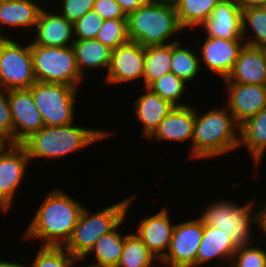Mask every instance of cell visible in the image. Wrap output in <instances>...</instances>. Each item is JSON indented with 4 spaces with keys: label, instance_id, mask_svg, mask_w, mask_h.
I'll list each match as a JSON object with an SVG mask.
<instances>
[{
    "label": "cell",
    "instance_id": "cell-1",
    "mask_svg": "<svg viewBox=\"0 0 266 267\" xmlns=\"http://www.w3.org/2000/svg\"><path fill=\"white\" fill-rule=\"evenodd\" d=\"M84 205L55 189L47 193L25 229L23 240H38L41 246L64 247L70 240Z\"/></svg>",
    "mask_w": 266,
    "mask_h": 267
},
{
    "label": "cell",
    "instance_id": "cell-2",
    "mask_svg": "<svg viewBox=\"0 0 266 267\" xmlns=\"http://www.w3.org/2000/svg\"><path fill=\"white\" fill-rule=\"evenodd\" d=\"M74 124L76 123L65 126H44L21 145L26 149L30 160L39 158L58 160L73 152L79 154L87 146L115 134L103 128L95 129L86 126L84 128Z\"/></svg>",
    "mask_w": 266,
    "mask_h": 267
},
{
    "label": "cell",
    "instance_id": "cell-3",
    "mask_svg": "<svg viewBox=\"0 0 266 267\" xmlns=\"http://www.w3.org/2000/svg\"><path fill=\"white\" fill-rule=\"evenodd\" d=\"M219 108L201 115L195 109L192 159H212L238 150L240 125L225 105Z\"/></svg>",
    "mask_w": 266,
    "mask_h": 267
},
{
    "label": "cell",
    "instance_id": "cell-4",
    "mask_svg": "<svg viewBox=\"0 0 266 267\" xmlns=\"http://www.w3.org/2000/svg\"><path fill=\"white\" fill-rule=\"evenodd\" d=\"M126 18L129 41L144 47L175 43L180 41L176 35L187 33L179 23L173 2L146 1Z\"/></svg>",
    "mask_w": 266,
    "mask_h": 267
},
{
    "label": "cell",
    "instance_id": "cell-5",
    "mask_svg": "<svg viewBox=\"0 0 266 267\" xmlns=\"http://www.w3.org/2000/svg\"><path fill=\"white\" fill-rule=\"evenodd\" d=\"M255 200L253 197L249 202L247 200L246 204L239 205L237 201L218 199L206 205L199 217L205 225L218 228L229 235L237 247L250 244L256 240L254 226L258 225L260 228L261 217L266 207V202L256 205ZM257 206L259 210L255 209Z\"/></svg>",
    "mask_w": 266,
    "mask_h": 267
},
{
    "label": "cell",
    "instance_id": "cell-6",
    "mask_svg": "<svg viewBox=\"0 0 266 267\" xmlns=\"http://www.w3.org/2000/svg\"><path fill=\"white\" fill-rule=\"evenodd\" d=\"M135 195L111 204L97 212L84 206L74 227L72 236L64 248L81 260L94 246L101 235L113 231L128 216Z\"/></svg>",
    "mask_w": 266,
    "mask_h": 267
},
{
    "label": "cell",
    "instance_id": "cell-7",
    "mask_svg": "<svg viewBox=\"0 0 266 267\" xmlns=\"http://www.w3.org/2000/svg\"><path fill=\"white\" fill-rule=\"evenodd\" d=\"M29 41L36 81L80 88L84 77L77 67L72 46H40Z\"/></svg>",
    "mask_w": 266,
    "mask_h": 267
},
{
    "label": "cell",
    "instance_id": "cell-8",
    "mask_svg": "<svg viewBox=\"0 0 266 267\" xmlns=\"http://www.w3.org/2000/svg\"><path fill=\"white\" fill-rule=\"evenodd\" d=\"M29 90L44 126H65L73 123L78 89L64 84L36 81Z\"/></svg>",
    "mask_w": 266,
    "mask_h": 267
},
{
    "label": "cell",
    "instance_id": "cell-9",
    "mask_svg": "<svg viewBox=\"0 0 266 267\" xmlns=\"http://www.w3.org/2000/svg\"><path fill=\"white\" fill-rule=\"evenodd\" d=\"M14 39V40H13ZM0 38V88L29 89L35 82L30 42Z\"/></svg>",
    "mask_w": 266,
    "mask_h": 267
},
{
    "label": "cell",
    "instance_id": "cell-10",
    "mask_svg": "<svg viewBox=\"0 0 266 267\" xmlns=\"http://www.w3.org/2000/svg\"><path fill=\"white\" fill-rule=\"evenodd\" d=\"M203 237V220L194 219L175 223L169 249L159 261L160 267H196L197 251Z\"/></svg>",
    "mask_w": 266,
    "mask_h": 267
},
{
    "label": "cell",
    "instance_id": "cell-11",
    "mask_svg": "<svg viewBox=\"0 0 266 267\" xmlns=\"http://www.w3.org/2000/svg\"><path fill=\"white\" fill-rule=\"evenodd\" d=\"M30 159L21 144H8L0 151V211L13 210L16 193L21 188Z\"/></svg>",
    "mask_w": 266,
    "mask_h": 267
},
{
    "label": "cell",
    "instance_id": "cell-12",
    "mask_svg": "<svg viewBox=\"0 0 266 267\" xmlns=\"http://www.w3.org/2000/svg\"><path fill=\"white\" fill-rule=\"evenodd\" d=\"M144 70L145 47L137 42L128 41L112 50L109 68L102 81L109 86L132 81H139L137 83L143 85Z\"/></svg>",
    "mask_w": 266,
    "mask_h": 267
},
{
    "label": "cell",
    "instance_id": "cell-13",
    "mask_svg": "<svg viewBox=\"0 0 266 267\" xmlns=\"http://www.w3.org/2000/svg\"><path fill=\"white\" fill-rule=\"evenodd\" d=\"M203 40L202 45L198 48L201 68L205 67L207 71L210 70L211 74L220 76L221 80L227 78L240 50L245 45V40H229L210 36L204 37Z\"/></svg>",
    "mask_w": 266,
    "mask_h": 267
},
{
    "label": "cell",
    "instance_id": "cell-14",
    "mask_svg": "<svg viewBox=\"0 0 266 267\" xmlns=\"http://www.w3.org/2000/svg\"><path fill=\"white\" fill-rule=\"evenodd\" d=\"M9 106L13 121V144H22L44 127L29 89L9 90Z\"/></svg>",
    "mask_w": 266,
    "mask_h": 267
},
{
    "label": "cell",
    "instance_id": "cell-15",
    "mask_svg": "<svg viewBox=\"0 0 266 267\" xmlns=\"http://www.w3.org/2000/svg\"><path fill=\"white\" fill-rule=\"evenodd\" d=\"M223 83L228 94L225 106L239 125L266 107V85Z\"/></svg>",
    "mask_w": 266,
    "mask_h": 267
},
{
    "label": "cell",
    "instance_id": "cell-16",
    "mask_svg": "<svg viewBox=\"0 0 266 267\" xmlns=\"http://www.w3.org/2000/svg\"><path fill=\"white\" fill-rule=\"evenodd\" d=\"M169 209L164 207L153 215L139 220L135 232L148 250L160 261L167 253L175 223L170 218Z\"/></svg>",
    "mask_w": 266,
    "mask_h": 267
},
{
    "label": "cell",
    "instance_id": "cell-17",
    "mask_svg": "<svg viewBox=\"0 0 266 267\" xmlns=\"http://www.w3.org/2000/svg\"><path fill=\"white\" fill-rule=\"evenodd\" d=\"M202 29V30H201ZM198 30L205 36L229 40H244L242 9L237 0H221L210 17Z\"/></svg>",
    "mask_w": 266,
    "mask_h": 267
},
{
    "label": "cell",
    "instance_id": "cell-18",
    "mask_svg": "<svg viewBox=\"0 0 266 267\" xmlns=\"http://www.w3.org/2000/svg\"><path fill=\"white\" fill-rule=\"evenodd\" d=\"M195 108L189 104L186 106H174V108L160 122L155 131L147 138L152 142L163 141L185 142L190 141L189 159L192 158V137L194 131Z\"/></svg>",
    "mask_w": 266,
    "mask_h": 267
},
{
    "label": "cell",
    "instance_id": "cell-19",
    "mask_svg": "<svg viewBox=\"0 0 266 267\" xmlns=\"http://www.w3.org/2000/svg\"><path fill=\"white\" fill-rule=\"evenodd\" d=\"M51 10L49 11L45 6L41 9L33 30L36 34H32L34 39L31 37V41L40 46H72L75 41L74 24L59 14L57 10Z\"/></svg>",
    "mask_w": 266,
    "mask_h": 267
},
{
    "label": "cell",
    "instance_id": "cell-20",
    "mask_svg": "<svg viewBox=\"0 0 266 267\" xmlns=\"http://www.w3.org/2000/svg\"><path fill=\"white\" fill-rule=\"evenodd\" d=\"M236 250L237 246L229 235L218 228L205 225L203 222V237L197 251L196 267L204 265L206 267H227L232 262ZM211 261H214L213 264Z\"/></svg>",
    "mask_w": 266,
    "mask_h": 267
},
{
    "label": "cell",
    "instance_id": "cell-21",
    "mask_svg": "<svg viewBox=\"0 0 266 267\" xmlns=\"http://www.w3.org/2000/svg\"><path fill=\"white\" fill-rule=\"evenodd\" d=\"M223 81L266 85V49L245 44L231 73Z\"/></svg>",
    "mask_w": 266,
    "mask_h": 267
},
{
    "label": "cell",
    "instance_id": "cell-22",
    "mask_svg": "<svg viewBox=\"0 0 266 267\" xmlns=\"http://www.w3.org/2000/svg\"><path fill=\"white\" fill-rule=\"evenodd\" d=\"M45 1L40 4L38 0H9L0 2V38H8L5 28L34 30L41 9ZM7 26V27H5ZM27 28V29H26Z\"/></svg>",
    "mask_w": 266,
    "mask_h": 267
},
{
    "label": "cell",
    "instance_id": "cell-23",
    "mask_svg": "<svg viewBox=\"0 0 266 267\" xmlns=\"http://www.w3.org/2000/svg\"><path fill=\"white\" fill-rule=\"evenodd\" d=\"M143 91L145 93L135 99L132 107L134 117L142 124L143 130L139 137L147 139L174 106L147 87H144Z\"/></svg>",
    "mask_w": 266,
    "mask_h": 267
},
{
    "label": "cell",
    "instance_id": "cell-24",
    "mask_svg": "<svg viewBox=\"0 0 266 267\" xmlns=\"http://www.w3.org/2000/svg\"><path fill=\"white\" fill-rule=\"evenodd\" d=\"M239 148L250 154L253 165H258L266 155V107L240 125Z\"/></svg>",
    "mask_w": 266,
    "mask_h": 267
},
{
    "label": "cell",
    "instance_id": "cell-25",
    "mask_svg": "<svg viewBox=\"0 0 266 267\" xmlns=\"http://www.w3.org/2000/svg\"><path fill=\"white\" fill-rule=\"evenodd\" d=\"M127 217L111 232L101 235V237L95 242L92 249L80 260H86V257L91 255L94 263L86 264L83 267H116L119 259L122 255L125 236L120 228L124 224ZM120 229V230H119ZM120 231V232H119ZM94 255H93V254ZM90 254V255H89Z\"/></svg>",
    "mask_w": 266,
    "mask_h": 267
},
{
    "label": "cell",
    "instance_id": "cell-26",
    "mask_svg": "<svg viewBox=\"0 0 266 267\" xmlns=\"http://www.w3.org/2000/svg\"><path fill=\"white\" fill-rule=\"evenodd\" d=\"M77 67L81 75L86 78L87 70H108L112 49L97 39L78 40L72 44ZM87 68V69H86ZM104 68V69H103ZM86 76V77H85Z\"/></svg>",
    "mask_w": 266,
    "mask_h": 267
},
{
    "label": "cell",
    "instance_id": "cell-27",
    "mask_svg": "<svg viewBox=\"0 0 266 267\" xmlns=\"http://www.w3.org/2000/svg\"><path fill=\"white\" fill-rule=\"evenodd\" d=\"M221 0H175L178 20L187 32L200 28ZM195 27V29H194ZM193 29V30H192Z\"/></svg>",
    "mask_w": 266,
    "mask_h": 267
},
{
    "label": "cell",
    "instance_id": "cell-28",
    "mask_svg": "<svg viewBox=\"0 0 266 267\" xmlns=\"http://www.w3.org/2000/svg\"><path fill=\"white\" fill-rule=\"evenodd\" d=\"M182 45V41L172 43L171 72L178 76L185 83L198 78L201 72V65L198 51L195 48Z\"/></svg>",
    "mask_w": 266,
    "mask_h": 267
},
{
    "label": "cell",
    "instance_id": "cell-29",
    "mask_svg": "<svg viewBox=\"0 0 266 267\" xmlns=\"http://www.w3.org/2000/svg\"><path fill=\"white\" fill-rule=\"evenodd\" d=\"M171 57L172 43L145 47L144 87H148L156 79L171 72Z\"/></svg>",
    "mask_w": 266,
    "mask_h": 267
},
{
    "label": "cell",
    "instance_id": "cell-30",
    "mask_svg": "<svg viewBox=\"0 0 266 267\" xmlns=\"http://www.w3.org/2000/svg\"><path fill=\"white\" fill-rule=\"evenodd\" d=\"M242 32L245 44L266 49V8L264 6L242 9Z\"/></svg>",
    "mask_w": 266,
    "mask_h": 267
},
{
    "label": "cell",
    "instance_id": "cell-31",
    "mask_svg": "<svg viewBox=\"0 0 266 267\" xmlns=\"http://www.w3.org/2000/svg\"><path fill=\"white\" fill-rule=\"evenodd\" d=\"M158 263L136 233H126L123 252L116 267H157Z\"/></svg>",
    "mask_w": 266,
    "mask_h": 267
},
{
    "label": "cell",
    "instance_id": "cell-32",
    "mask_svg": "<svg viewBox=\"0 0 266 267\" xmlns=\"http://www.w3.org/2000/svg\"><path fill=\"white\" fill-rule=\"evenodd\" d=\"M188 86L174 73L169 72L153 81L147 88L169 101L173 106H186L189 103H184L183 99L187 97L185 93Z\"/></svg>",
    "mask_w": 266,
    "mask_h": 267
},
{
    "label": "cell",
    "instance_id": "cell-33",
    "mask_svg": "<svg viewBox=\"0 0 266 267\" xmlns=\"http://www.w3.org/2000/svg\"><path fill=\"white\" fill-rule=\"evenodd\" d=\"M35 258L28 267H76L80 260L74 257L64 247L40 246L35 252Z\"/></svg>",
    "mask_w": 266,
    "mask_h": 267
},
{
    "label": "cell",
    "instance_id": "cell-34",
    "mask_svg": "<svg viewBox=\"0 0 266 267\" xmlns=\"http://www.w3.org/2000/svg\"><path fill=\"white\" fill-rule=\"evenodd\" d=\"M108 48L114 50L129 41L127 33V18L104 20L96 38Z\"/></svg>",
    "mask_w": 266,
    "mask_h": 267
},
{
    "label": "cell",
    "instance_id": "cell-35",
    "mask_svg": "<svg viewBox=\"0 0 266 267\" xmlns=\"http://www.w3.org/2000/svg\"><path fill=\"white\" fill-rule=\"evenodd\" d=\"M231 264L234 267H266V246L257 242L237 247Z\"/></svg>",
    "mask_w": 266,
    "mask_h": 267
},
{
    "label": "cell",
    "instance_id": "cell-36",
    "mask_svg": "<svg viewBox=\"0 0 266 267\" xmlns=\"http://www.w3.org/2000/svg\"><path fill=\"white\" fill-rule=\"evenodd\" d=\"M104 19L93 9L74 23V38L78 40L95 39Z\"/></svg>",
    "mask_w": 266,
    "mask_h": 267
},
{
    "label": "cell",
    "instance_id": "cell-37",
    "mask_svg": "<svg viewBox=\"0 0 266 267\" xmlns=\"http://www.w3.org/2000/svg\"><path fill=\"white\" fill-rule=\"evenodd\" d=\"M59 7H55L59 14L71 23L77 22L85 13L94 8L95 0H57Z\"/></svg>",
    "mask_w": 266,
    "mask_h": 267
},
{
    "label": "cell",
    "instance_id": "cell-38",
    "mask_svg": "<svg viewBox=\"0 0 266 267\" xmlns=\"http://www.w3.org/2000/svg\"><path fill=\"white\" fill-rule=\"evenodd\" d=\"M0 135L13 144V121L9 106V90L0 88Z\"/></svg>",
    "mask_w": 266,
    "mask_h": 267
},
{
    "label": "cell",
    "instance_id": "cell-39",
    "mask_svg": "<svg viewBox=\"0 0 266 267\" xmlns=\"http://www.w3.org/2000/svg\"><path fill=\"white\" fill-rule=\"evenodd\" d=\"M93 10L104 20L126 18V15L115 0H95Z\"/></svg>",
    "mask_w": 266,
    "mask_h": 267
},
{
    "label": "cell",
    "instance_id": "cell-40",
    "mask_svg": "<svg viewBox=\"0 0 266 267\" xmlns=\"http://www.w3.org/2000/svg\"><path fill=\"white\" fill-rule=\"evenodd\" d=\"M124 14L127 16L129 13L136 11L146 0H115Z\"/></svg>",
    "mask_w": 266,
    "mask_h": 267
},
{
    "label": "cell",
    "instance_id": "cell-41",
    "mask_svg": "<svg viewBox=\"0 0 266 267\" xmlns=\"http://www.w3.org/2000/svg\"><path fill=\"white\" fill-rule=\"evenodd\" d=\"M241 9H246L250 7L265 6L266 0H237Z\"/></svg>",
    "mask_w": 266,
    "mask_h": 267
},
{
    "label": "cell",
    "instance_id": "cell-42",
    "mask_svg": "<svg viewBox=\"0 0 266 267\" xmlns=\"http://www.w3.org/2000/svg\"><path fill=\"white\" fill-rule=\"evenodd\" d=\"M28 262L27 264H20L18 262H15V261H5V260H0V267H28Z\"/></svg>",
    "mask_w": 266,
    "mask_h": 267
},
{
    "label": "cell",
    "instance_id": "cell-43",
    "mask_svg": "<svg viewBox=\"0 0 266 267\" xmlns=\"http://www.w3.org/2000/svg\"><path fill=\"white\" fill-rule=\"evenodd\" d=\"M260 230H262L261 232H263L261 235L262 237H265L264 239H266V207L263 211L262 217H261V225H260ZM266 245V240L265 243H263V245Z\"/></svg>",
    "mask_w": 266,
    "mask_h": 267
},
{
    "label": "cell",
    "instance_id": "cell-44",
    "mask_svg": "<svg viewBox=\"0 0 266 267\" xmlns=\"http://www.w3.org/2000/svg\"><path fill=\"white\" fill-rule=\"evenodd\" d=\"M9 143L0 135V151L3 150Z\"/></svg>",
    "mask_w": 266,
    "mask_h": 267
},
{
    "label": "cell",
    "instance_id": "cell-45",
    "mask_svg": "<svg viewBox=\"0 0 266 267\" xmlns=\"http://www.w3.org/2000/svg\"><path fill=\"white\" fill-rule=\"evenodd\" d=\"M146 1H153V2H173L174 3L175 0H146Z\"/></svg>",
    "mask_w": 266,
    "mask_h": 267
},
{
    "label": "cell",
    "instance_id": "cell-46",
    "mask_svg": "<svg viewBox=\"0 0 266 267\" xmlns=\"http://www.w3.org/2000/svg\"><path fill=\"white\" fill-rule=\"evenodd\" d=\"M227 267H234L231 263Z\"/></svg>",
    "mask_w": 266,
    "mask_h": 267
}]
</instances>
